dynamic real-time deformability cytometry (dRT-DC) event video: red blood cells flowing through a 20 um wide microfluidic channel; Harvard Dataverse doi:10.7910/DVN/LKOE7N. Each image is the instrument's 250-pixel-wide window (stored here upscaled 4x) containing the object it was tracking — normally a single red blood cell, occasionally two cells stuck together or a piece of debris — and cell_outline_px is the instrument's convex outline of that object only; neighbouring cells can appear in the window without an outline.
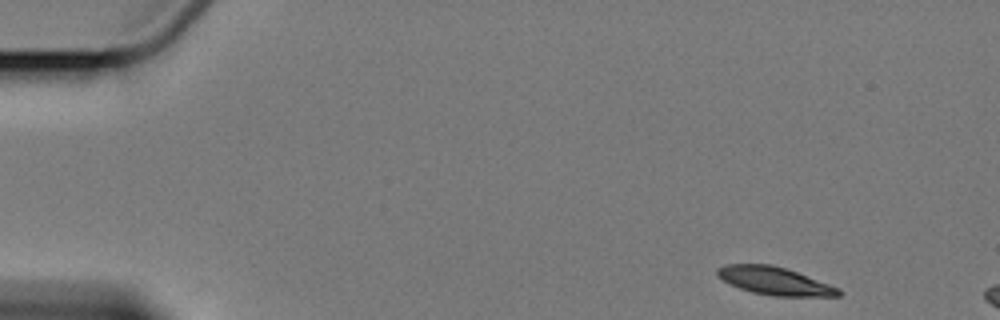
{"species": "Egyptian fruit bat (a non-hibernating species)", "species_latin": "Rousettus aegyptiacus", "temperature_condition": "cold", "stored_images_in_passage": 4, "camera_frame_rate_fps": 3000, "um_per_image_px": 0.085, "animal": {"sex": "female"}, "frame": {"image": 1, "passage_image": 1, "time_ms": 0.0, "image_size_px": [1000, 320], "cell_outline_px": [[840, 296], [772, 296], [752, 292], [740, 288], [716, 276], [716, 268], [724, 264], [768, 264], [784, 268], [796, 272], [840, 288]], "centroid_in_image_um": [65.81, 23.88], "position_along_channel_um": 19.2, "area_um2": 19.48}}